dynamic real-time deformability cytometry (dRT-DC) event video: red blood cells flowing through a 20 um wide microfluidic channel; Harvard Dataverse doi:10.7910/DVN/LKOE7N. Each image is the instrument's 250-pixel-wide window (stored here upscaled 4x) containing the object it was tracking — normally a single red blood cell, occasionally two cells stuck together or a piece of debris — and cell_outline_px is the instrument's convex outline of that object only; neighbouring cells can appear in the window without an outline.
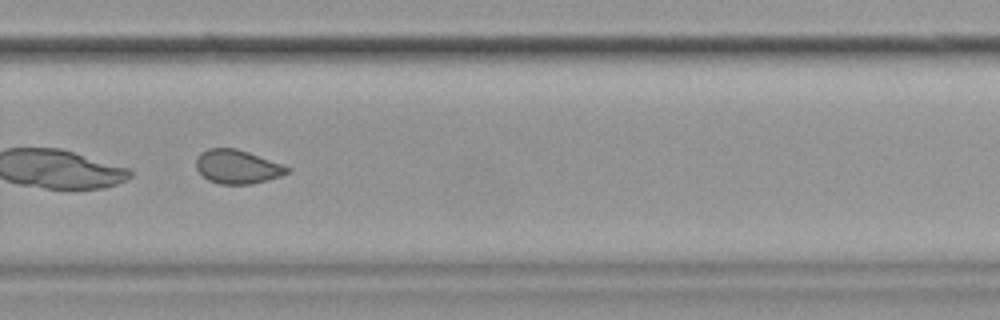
{"species": "common noctule bat (a hibernating species)", "species_latin": "Nyctalus noctula", "temperature_condition": "cold", "stored_images_in_passage": 47, "camera_frame_rate_fps": 3000, "um_per_image_px": 0.085, "animal": {"sex": "female", "body_mass_g": 19.9}, "frame": {"image": 1, "passage_image": 32, "time_ms": 10.333, "image_size_px": [1000, 320], "cell_outline_px": [[292, 172], [280, 176], [252, 184], [220, 184], [208, 180], [196, 168], [196, 156], [200, 152], [208, 148], [236, 148], [248, 152], [292, 168]], "centroid_in_image_um": [20.17, 14.17], "position_along_channel_um": 309.6, "area_um2": 17.98}}